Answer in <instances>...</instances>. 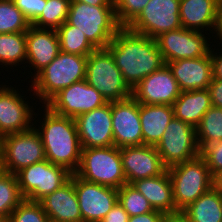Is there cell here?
Masks as SVG:
<instances>
[{
    "instance_id": "6da1fadb",
    "label": "cell",
    "mask_w": 222,
    "mask_h": 222,
    "mask_svg": "<svg viewBox=\"0 0 222 222\" xmlns=\"http://www.w3.org/2000/svg\"><path fill=\"white\" fill-rule=\"evenodd\" d=\"M106 49L112 54L124 81L133 89L165 62L156 39L121 27Z\"/></svg>"
},
{
    "instance_id": "7a4b0ae2",
    "label": "cell",
    "mask_w": 222,
    "mask_h": 222,
    "mask_svg": "<svg viewBox=\"0 0 222 222\" xmlns=\"http://www.w3.org/2000/svg\"><path fill=\"white\" fill-rule=\"evenodd\" d=\"M44 106L45 120L36 130L41 136L46 159L74 174L79 167L82 152L75 118L59 115Z\"/></svg>"
},
{
    "instance_id": "3957f363",
    "label": "cell",
    "mask_w": 222,
    "mask_h": 222,
    "mask_svg": "<svg viewBox=\"0 0 222 222\" xmlns=\"http://www.w3.org/2000/svg\"><path fill=\"white\" fill-rule=\"evenodd\" d=\"M88 56L60 51L55 59L32 81L34 94L46 105L56 94L75 82L85 79Z\"/></svg>"
},
{
    "instance_id": "277c9868",
    "label": "cell",
    "mask_w": 222,
    "mask_h": 222,
    "mask_svg": "<svg viewBox=\"0 0 222 222\" xmlns=\"http://www.w3.org/2000/svg\"><path fill=\"white\" fill-rule=\"evenodd\" d=\"M67 22L78 27L96 49H105L121 28L114 6H92L73 0L70 2Z\"/></svg>"
},
{
    "instance_id": "5b68a950",
    "label": "cell",
    "mask_w": 222,
    "mask_h": 222,
    "mask_svg": "<svg viewBox=\"0 0 222 222\" xmlns=\"http://www.w3.org/2000/svg\"><path fill=\"white\" fill-rule=\"evenodd\" d=\"M167 170L173 186L176 212L183 211L215 186L214 177L200 155Z\"/></svg>"
},
{
    "instance_id": "8992f818",
    "label": "cell",
    "mask_w": 222,
    "mask_h": 222,
    "mask_svg": "<svg viewBox=\"0 0 222 222\" xmlns=\"http://www.w3.org/2000/svg\"><path fill=\"white\" fill-rule=\"evenodd\" d=\"M74 174L86 181L116 189L127 184L120 148L114 145L82 149L80 164Z\"/></svg>"
},
{
    "instance_id": "52a82bcc",
    "label": "cell",
    "mask_w": 222,
    "mask_h": 222,
    "mask_svg": "<svg viewBox=\"0 0 222 222\" xmlns=\"http://www.w3.org/2000/svg\"><path fill=\"white\" fill-rule=\"evenodd\" d=\"M85 81L94 87L107 102H115L132 96V89L124 81L112 54L96 49L87 58Z\"/></svg>"
},
{
    "instance_id": "ba28073f",
    "label": "cell",
    "mask_w": 222,
    "mask_h": 222,
    "mask_svg": "<svg viewBox=\"0 0 222 222\" xmlns=\"http://www.w3.org/2000/svg\"><path fill=\"white\" fill-rule=\"evenodd\" d=\"M71 174L64 167L54 165L45 159L21 169L16 176L22 196L26 200L40 202L64 185Z\"/></svg>"
},
{
    "instance_id": "9c48e42d",
    "label": "cell",
    "mask_w": 222,
    "mask_h": 222,
    "mask_svg": "<svg viewBox=\"0 0 222 222\" xmlns=\"http://www.w3.org/2000/svg\"><path fill=\"white\" fill-rule=\"evenodd\" d=\"M0 151L4 171L12 174L46 159L41 136L34 126L0 138Z\"/></svg>"
},
{
    "instance_id": "30bf717a",
    "label": "cell",
    "mask_w": 222,
    "mask_h": 222,
    "mask_svg": "<svg viewBox=\"0 0 222 222\" xmlns=\"http://www.w3.org/2000/svg\"><path fill=\"white\" fill-rule=\"evenodd\" d=\"M156 149L167 169L196 158L200 155L196 128L173 117Z\"/></svg>"
},
{
    "instance_id": "8fae6325",
    "label": "cell",
    "mask_w": 222,
    "mask_h": 222,
    "mask_svg": "<svg viewBox=\"0 0 222 222\" xmlns=\"http://www.w3.org/2000/svg\"><path fill=\"white\" fill-rule=\"evenodd\" d=\"M179 6L180 0H150L127 28L153 39L180 29Z\"/></svg>"
},
{
    "instance_id": "7c38bea8",
    "label": "cell",
    "mask_w": 222,
    "mask_h": 222,
    "mask_svg": "<svg viewBox=\"0 0 222 222\" xmlns=\"http://www.w3.org/2000/svg\"><path fill=\"white\" fill-rule=\"evenodd\" d=\"M83 222H100L118 202V189L86 181L73 174Z\"/></svg>"
},
{
    "instance_id": "4fadbf2b",
    "label": "cell",
    "mask_w": 222,
    "mask_h": 222,
    "mask_svg": "<svg viewBox=\"0 0 222 222\" xmlns=\"http://www.w3.org/2000/svg\"><path fill=\"white\" fill-rule=\"evenodd\" d=\"M107 103L102 94L84 79L61 90L46 106L54 113L76 118L82 113L100 108Z\"/></svg>"
},
{
    "instance_id": "5bb4252c",
    "label": "cell",
    "mask_w": 222,
    "mask_h": 222,
    "mask_svg": "<svg viewBox=\"0 0 222 222\" xmlns=\"http://www.w3.org/2000/svg\"><path fill=\"white\" fill-rule=\"evenodd\" d=\"M165 63L206 56L211 47L202 32L180 28L156 38Z\"/></svg>"
},
{
    "instance_id": "9a60e30c",
    "label": "cell",
    "mask_w": 222,
    "mask_h": 222,
    "mask_svg": "<svg viewBox=\"0 0 222 222\" xmlns=\"http://www.w3.org/2000/svg\"><path fill=\"white\" fill-rule=\"evenodd\" d=\"M113 140L118 148L143 145L139 103L130 96L111 102Z\"/></svg>"
},
{
    "instance_id": "2e32d148",
    "label": "cell",
    "mask_w": 222,
    "mask_h": 222,
    "mask_svg": "<svg viewBox=\"0 0 222 222\" xmlns=\"http://www.w3.org/2000/svg\"><path fill=\"white\" fill-rule=\"evenodd\" d=\"M82 149L114 145L111 102L75 118Z\"/></svg>"
},
{
    "instance_id": "e0dca14e",
    "label": "cell",
    "mask_w": 222,
    "mask_h": 222,
    "mask_svg": "<svg viewBox=\"0 0 222 222\" xmlns=\"http://www.w3.org/2000/svg\"><path fill=\"white\" fill-rule=\"evenodd\" d=\"M180 89L167 64L146 76L132 89V97L139 104L173 105Z\"/></svg>"
},
{
    "instance_id": "ac0fdd59",
    "label": "cell",
    "mask_w": 222,
    "mask_h": 222,
    "mask_svg": "<svg viewBox=\"0 0 222 222\" xmlns=\"http://www.w3.org/2000/svg\"><path fill=\"white\" fill-rule=\"evenodd\" d=\"M127 184L163 174L167 168L155 146L139 145L120 148Z\"/></svg>"
},
{
    "instance_id": "d6986e66",
    "label": "cell",
    "mask_w": 222,
    "mask_h": 222,
    "mask_svg": "<svg viewBox=\"0 0 222 222\" xmlns=\"http://www.w3.org/2000/svg\"><path fill=\"white\" fill-rule=\"evenodd\" d=\"M17 92L13 87L0 86V138L33 127L30 122L34 115L32 107Z\"/></svg>"
},
{
    "instance_id": "ffe728a7",
    "label": "cell",
    "mask_w": 222,
    "mask_h": 222,
    "mask_svg": "<svg viewBox=\"0 0 222 222\" xmlns=\"http://www.w3.org/2000/svg\"><path fill=\"white\" fill-rule=\"evenodd\" d=\"M165 64L172 71L181 92L208 89L213 80V66L210 52L203 57L179 59Z\"/></svg>"
},
{
    "instance_id": "44dd1931",
    "label": "cell",
    "mask_w": 222,
    "mask_h": 222,
    "mask_svg": "<svg viewBox=\"0 0 222 222\" xmlns=\"http://www.w3.org/2000/svg\"><path fill=\"white\" fill-rule=\"evenodd\" d=\"M26 63L36 69L35 76L48 66L60 52L59 38L54 29H41L32 25L26 31Z\"/></svg>"
},
{
    "instance_id": "7402d4cb",
    "label": "cell",
    "mask_w": 222,
    "mask_h": 222,
    "mask_svg": "<svg viewBox=\"0 0 222 222\" xmlns=\"http://www.w3.org/2000/svg\"><path fill=\"white\" fill-rule=\"evenodd\" d=\"M40 203L50 222H83L74 188L73 174L64 185L44 197Z\"/></svg>"
},
{
    "instance_id": "603a6c76",
    "label": "cell",
    "mask_w": 222,
    "mask_h": 222,
    "mask_svg": "<svg viewBox=\"0 0 222 222\" xmlns=\"http://www.w3.org/2000/svg\"><path fill=\"white\" fill-rule=\"evenodd\" d=\"M220 1L180 0L179 15L182 27L200 32L205 27L216 31Z\"/></svg>"
},
{
    "instance_id": "cb8c5ba5",
    "label": "cell",
    "mask_w": 222,
    "mask_h": 222,
    "mask_svg": "<svg viewBox=\"0 0 222 222\" xmlns=\"http://www.w3.org/2000/svg\"><path fill=\"white\" fill-rule=\"evenodd\" d=\"M132 185L144 195L154 210L164 214L176 212L168 170L159 176L136 180Z\"/></svg>"
},
{
    "instance_id": "d4e9b609",
    "label": "cell",
    "mask_w": 222,
    "mask_h": 222,
    "mask_svg": "<svg viewBox=\"0 0 222 222\" xmlns=\"http://www.w3.org/2000/svg\"><path fill=\"white\" fill-rule=\"evenodd\" d=\"M139 116L143 144L156 147L174 117L173 107L166 104H139Z\"/></svg>"
},
{
    "instance_id": "484cf974",
    "label": "cell",
    "mask_w": 222,
    "mask_h": 222,
    "mask_svg": "<svg viewBox=\"0 0 222 222\" xmlns=\"http://www.w3.org/2000/svg\"><path fill=\"white\" fill-rule=\"evenodd\" d=\"M172 107L174 117L196 128L212 107L209 90L182 91Z\"/></svg>"
},
{
    "instance_id": "4316f807",
    "label": "cell",
    "mask_w": 222,
    "mask_h": 222,
    "mask_svg": "<svg viewBox=\"0 0 222 222\" xmlns=\"http://www.w3.org/2000/svg\"><path fill=\"white\" fill-rule=\"evenodd\" d=\"M183 213L191 222H222V192L213 186L184 209Z\"/></svg>"
},
{
    "instance_id": "83f0119b",
    "label": "cell",
    "mask_w": 222,
    "mask_h": 222,
    "mask_svg": "<svg viewBox=\"0 0 222 222\" xmlns=\"http://www.w3.org/2000/svg\"><path fill=\"white\" fill-rule=\"evenodd\" d=\"M60 51L69 54L89 56L96 48L88 41L78 27L65 21L57 30Z\"/></svg>"
},
{
    "instance_id": "f1b7e54d",
    "label": "cell",
    "mask_w": 222,
    "mask_h": 222,
    "mask_svg": "<svg viewBox=\"0 0 222 222\" xmlns=\"http://www.w3.org/2000/svg\"><path fill=\"white\" fill-rule=\"evenodd\" d=\"M26 55V32L0 33V63L16 67Z\"/></svg>"
},
{
    "instance_id": "f546056e",
    "label": "cell",
    "mask_w": 222,
    "mask_h": 222,
    "mask_svg": "<svg viewBox=\"0 0 222 222\" xmlns=\"http://www.w3.org/2000/svg\"><path fill=\"white\" fill-rule=\"evenodd\" d=\"M198 147L215 141H222V108L212 106L202 117L196 127Z\"/></svg>"
},
{
    "instance_id": "4dcf8cb0",
    "label": "cell",
    "mask_w": 222,
    "mask_h": 222,
    "mask_svg": "<svg viewBox=\"0 0 222 222\" xmlns=\"http://www.w3.org/2000/svg\"><path fill=\"white\" fill-rule=\"evenodd\" d=\"M16 174L4 172L0 175V216L7 218L24 200Z\"/></svg>"
},
{
    "instance_id": "1f68e13d",
    "label": "cell",
    "mask_w": 222,
    "mask_h": 222,
    "mask_svg": "<svg viewBox=\"0 0 222 222\" xmlns=\"http://www.w3.org/2000/svg\"><path fill=\"white\" fill-rule=\"evenodd\" d=\"M71 0H46L42 14L31 24L41 29L57 30L67 21Z\"/></svg>"
},
{
    "instance_id": "d6a6232c",
    "label": "cell",
    "mask_w": 222,
    "mask_h": 222,
    "mask_svg": "<svg viewBox=\"0 0 222 222\" xmlns=\"http://www.w3.org/2000/svg\"><path fill=\"white\" fill-rule=\"evenodd\" d=\"M30 26L12 0H0V33L26 32Z\"/></svg>"
},
{
    "instance_id": "836d02e7",
    "label": "cell",
    "mask_w": 222,
    "mask_h": 222,
    "mask_svg": "<svg viewBox=\"0 0 222 222\" xmlns=\"http://www.w3.org/2000/svg\"><path fill=\"white\" fill-rule=\"evenodd\" d=\"M118 202L129 217L146 214L154 210L144 195L132 184H124L118 189Z\"/></svg>"
},
{
    "instance_id": "e575fe53",
    "label": "cell",
    "mask_w": 222,
    "mask_h": 222,
    "mask_svg": "<svg viewBox=\"0 0 222 222\" xmlns=\"http://www.w3.org/2000/svg\"><path fill=\"white\" fill-rule=\"evenodd\" d=\"M7 222H50L40 202L24 199L10 214Z\"/></svg>"
},
{
    "instance_id": "d590c367",
    "label": "cell",
    "mask_w": 222,
    "mask_h": 222,
    "mask_svg": "<svg viewBox=\"0 0 222 222\" xmlns=\"http://www.w3.org/2000/svg\"><path fill=\"white\" fill-rule=\"evenodd\" d=\"M150 0H113L115 16L121 27H127Z\"/></svg>"
},
{
    "instance_id": "8d00e7d4",
    "label": "cell",
    "mask_w": 222,
    "mask_h": 222,
    "mask_svg": "<svg viewBox=\"0 0 222 222\" xmlns=\"http://www.w3.org/2000/svg\"><path fill=\"white\" fill-rule=\"evenodd\" d=\"M200 156L206 162L214 178L222 172V141H215L205 145L200 150Z\"/></svg>"
},
{
    "instance_id": "74e56055",
    "label": "cell",
    "mask_w": 222,
    "mask_h": 222,
    "mask_svg": "<svg viewBox=\"0 0 222 222\" xmlns=\"http://www.w3.org/2000/svg\"><path fill=\"white\" fill-rule=\"evenodd\" d=\"M14 5L23 13L25 18L32 24L46 6V0H12Z\"/></svg>"
},
{
    "instance_id": "f35d334b",
    "label": "cell",
    "mask_w": 222,
    "mask_h": 222,
    "mask_svg": "<svg viewBox=\"0 0 222 222\" xmlns=\"http://www.w3.org/2000/svg\"><path fill=\"white\" fill-rule=\"evenodd\" d=\"M128 219V213L119 202H117L100 222H128Z\"/></svg>"
},
{
    "instance_id": "ab89813d",
    "label": "cell",
    "mask_w": 222,
    "mask_h": 222,
    "mask_svg": "<svg viewBox=\"0 0 222 222\" xmlns=\"http://www.w3.org/2000/svg\"><path fill=\"white\" fill-rule=\"evenodd\" d=\"M212 106L222 108V80L213 79L208 86Z\"/></svg>"
},
{
    "instance_id": "60d3db41",
    "label": "cell",
    "mask_w": 222,
    "mask_h": 222,
    "mask_svg": "<svg viewBox=\"0 0 222 222\" xmlns=\"http://www.w3.org/2000/svg\"><path fill=\"white\" fill-rule=\"evenodd\" d=\"M164 215L165 214L160 211L153 210L146 214L131 216L128 222H163Z\"/></svg>"
},
{
    "instance_id": "b9f144b4",
    "label": "cell",
    "mask_w": 222,
    "mask_h": 222,
    "mask_svg": "<svg viewBox=\"0 0 222 222\" xmlns=\"http://www.w3.org/2000/svg\"><path fill=\"white\" fill-rule=\"evenodd\" d=\"M212 66H213V79L222 80V54L216 55L212 49H210Z\"/></svg>"
},
{
    "instance_id": "7bdbcfd3",
    "label": "cell",
    "mask_w": 222,
    "mask_h": 222,
    "mask_svg": "<svg viewBox=\"0 0 222 222\" xmlns=\"http://www.w3.org/2000/svg\"><path fill=\"white\" fill-rule=\"evenodd\" d=\"M163 222H191V221L183 213V211H178L175 213L165 214Z\"/></svg>"
},
{
    "instance_id": "ee69618b",
    "label": "cell",
    "mask_w": 222,
    "mask_h": 222,
    "mask_svg": "<svg viewBox=\"0 0 222 222\" xmlns=\"http://www.w3.org/2000/svg\"><path fill=\"white\" fill-rule=\"evenodd\" d=\"M80 1L92 6H114L113 0H73Z\"/></svg>"
},
{
    "instance_id": "f6af8a7d",
    "label": "cell",
    "mask_w": 222,
    "mask_h": 222,
    "mask_svg": "<svg viewBox=\"0 0 222 222\" xmlns=\"http://www.w3.org/2000/svg\"><path fill=\"white\" fill-rule=\"evenodd\" d=\"M216 32H217V36L219 37V40L220 39L222 40V4L219 5L217 28L214 33Z\"/></svg>"
},
{
    "instance_id": "bcb514c9",
    "label": "cell",
    "mask_w": 222,
    "mask_h": 222,
    "mask_svg": "<svg viewBox=\"0 0 222 222\" xmlns=\"http://www.w3.org/2000/svg\"><path fill=\"white\" fill-rule=\"evenodd\" d=\"M214 184L222 192V172L214 178Z\"/></svg>"
},
{
    "instance_id": "7dc6e473",
    "label": "cell",
    "mask_w": 222,
    "mask_h": 222,
    "mask_svg": "<svg viewBox=\"0 0 222 222\" xmlns=\"http://www.w3.org/2000/svg\"><path fill=\"white\" fill-rule=\"evenodd\" d=\"M4 168H3V160H2V154H1V151H0V175L2 173H4Z\"/></svg>"
},
{
    "instance_id": "c3c4849f",
    "label": "cell",
    "mask_w": 222,
    "mask_h": 222,
    "mask_svg": "<svg viewBox=\"0 0 222 222\" xmlns=\"http://www.w3.org/2000/svg\"><path fill=\"white\" fill-rule=\"evenodd\" d=\"M0 222H7V218L0 216Z\"/></svg>"
}]
</instances>
